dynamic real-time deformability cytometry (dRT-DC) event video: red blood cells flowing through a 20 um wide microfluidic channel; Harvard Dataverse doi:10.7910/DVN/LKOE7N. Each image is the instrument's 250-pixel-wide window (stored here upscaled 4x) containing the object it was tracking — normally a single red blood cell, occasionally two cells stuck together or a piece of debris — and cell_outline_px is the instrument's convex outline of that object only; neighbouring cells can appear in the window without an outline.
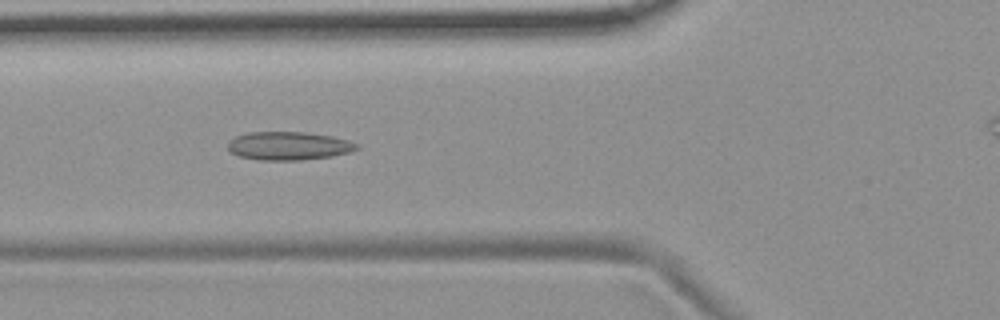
{"species": "common noctule bat (a hibernating species)", "species_latin": "Nyctalus noctula", "temperature_condition": "room temperature", "stored_images_in_passage": 45, "camera_frame_rate_fps": 3000, "um_per_image_px": 0.085, "animal": {"sex": "female", "body_mass_g": 19.9}, "frame": {"image": 1, "passage_image": 16, "time_ms": 5.0, "image_size_px": [1000, 320], "cell_outline_px": [[360, 148], [348, 152], [332, 156], [300, 160], [260, 160], [240, 156], [232, 152], [228, 148], [228, 140], [236, 136], [248, 132], [304, 132], [332, 136], [348, 140], [360, 144]], "centroid_in_image_um": [24.55, 12.39], "position_along_channel_um": 101.3, "area_um2": 21.27}}
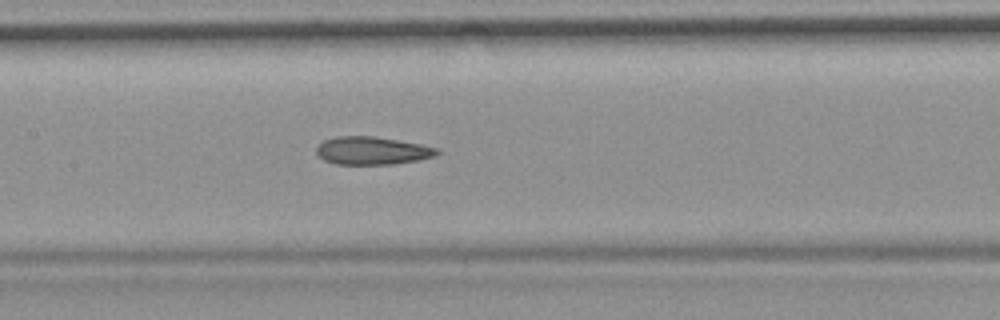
{"frame": {"image": 2, "passage_image": 22, "time_ms": 7.0, "image_size_px": [1000, 320], "cell_outline_px": [[440, 152], [436, 156], [420, 160], [392, 164], [336, 164], [324, 160], [316, 152], [316, 148], [324, 140], [336, 136], [372, 136], [420, 144], [440, 148]], "centroid_in_image_um": [31.67, 12.81], "position_along_channel_um": 175.7, "area_um2": 19.59}}
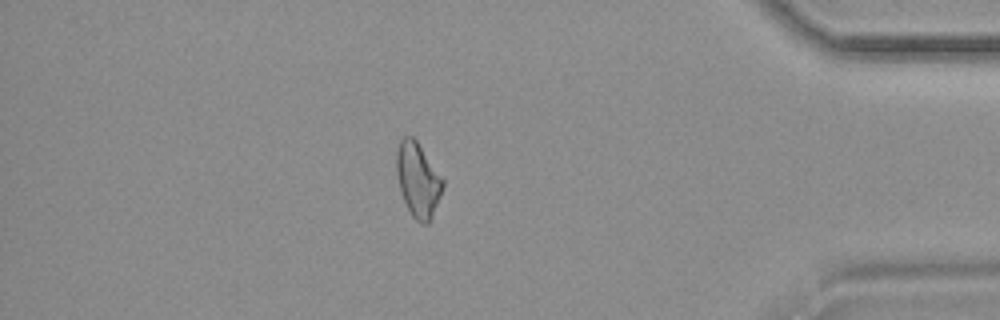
{"frame": {"image": 3, "passage_image": 43, "time_ms": 14.0, "image_size_px": [1000, 320], "cell_outline_px": [[444, 184], [432, 220], [428, 224], [420, 224], [412, 216], [404, 200], [400, 188], [396, 172], [396, 152], [400, 140], [404, 136], [412, 136], [416, 140], [444, 180]], "centroid_in_image_um": [35.53, 15.31], "position_along_channel_um": 399.7, "area_um2": 20.0}}